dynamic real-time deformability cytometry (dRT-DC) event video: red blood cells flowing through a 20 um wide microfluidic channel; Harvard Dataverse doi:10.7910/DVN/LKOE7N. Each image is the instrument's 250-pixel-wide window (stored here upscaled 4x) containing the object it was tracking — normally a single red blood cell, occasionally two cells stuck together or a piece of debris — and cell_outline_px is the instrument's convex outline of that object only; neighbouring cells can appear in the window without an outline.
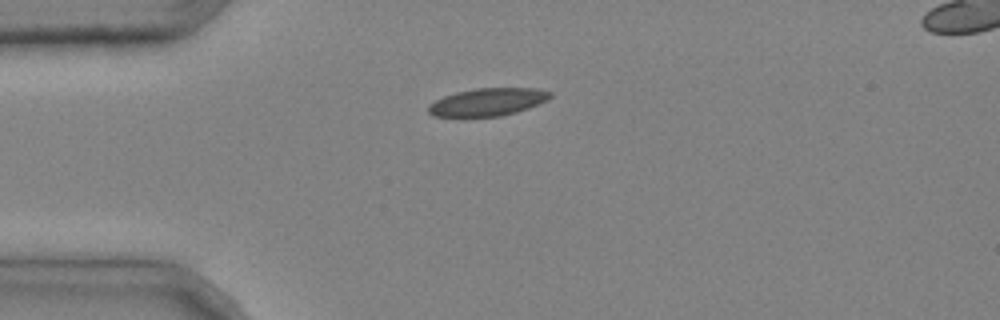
{"species": "common noctule bat (a hibernating species)", "species_latin": "Nyctalus noctula", "temperature_condition": "cold", "stored_images_in_passage": 2, "camera_frame_rate_fps": 3000, "um_per_image_px": 0.085, "animal": {"sex": "male", "body_mass_g": 20.4}, "frame": {"image": 1, "passage_image": 1, "time_ms": 0.0, "image_size_px": [1000, 320], "cell_outline_px": [[552, 96], [548, 100], [528, 108], [516, 112], [500, 116], [432, 116], [428, 112], [428, 104], [444, 96], [456, 92], [476, 88], [536, 88], [552, 92]], "centroid_in_image_um": [41.47, 8.66], "position_along_channel_um": 43.5, "area_um2": 19.59}}